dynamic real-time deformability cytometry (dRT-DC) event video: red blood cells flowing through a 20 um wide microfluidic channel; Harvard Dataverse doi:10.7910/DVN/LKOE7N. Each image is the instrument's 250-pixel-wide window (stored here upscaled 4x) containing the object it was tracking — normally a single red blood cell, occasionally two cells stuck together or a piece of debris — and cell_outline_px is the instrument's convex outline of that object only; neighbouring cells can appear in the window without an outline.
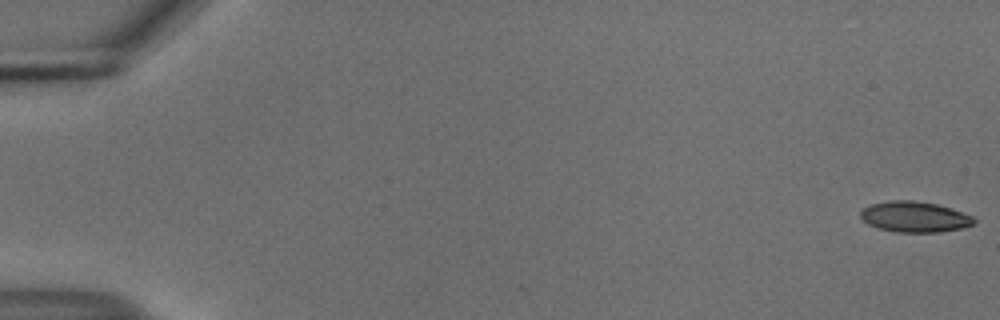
{"species": "common noctule bat (a hibernating species)", "species_latin": "Nyctalus noctula", "temperature_condition": "cold", "stored_images_in_passage": 55, "camera_frame_rate_fps": 3000, "um_per_image_px": 0.085, "animal": {"sex": "male", "body_mass_g": 18.8}, "frame": {"image": 1, "passage_image": 1, "time_ms": 0.0, "image_size_px": [1000, 320], "cell_outline_px": [[976, 220], [972, 224], [964, 228], [940, 232], [896, 232], [880, 228], [868, 224], [860, 216], [860, 212], [864, 208], [872, 204], [888, 200], [912, 200], [936, 204], [952, 208], [972, 216]], "centroid_in_image_um": [77.76, 18.43], "position_along_channel_um": 7.2, "area_um2": 20.23}}
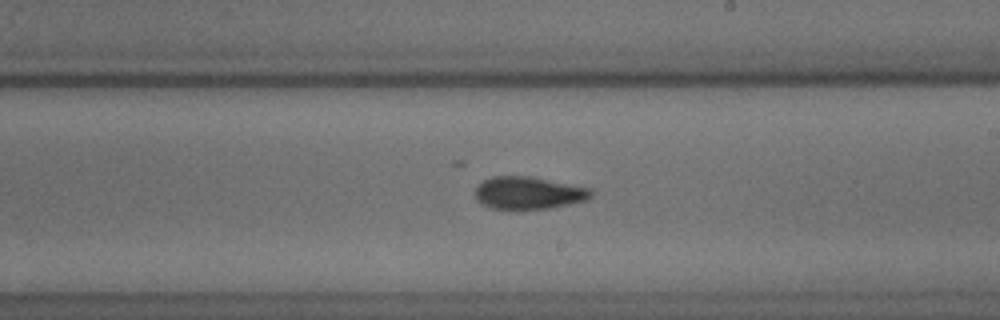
{"frame": {"image": 2, "passage_image": 33, "time_ms": 10.667, "image_size_px": [1000, 320], "cell_outline_px": [[592, 196], [584, 200], [568, 204], [548, 208], [492, 208], [476, 200], [476, 188], [484, 180], [492, 176], [528, 176], [572, 184], [592, 188]], "centroid_in_image_um": [44.94, 16.38], "position_along_channel_um": 244.1, "area_um2": 21.5}}
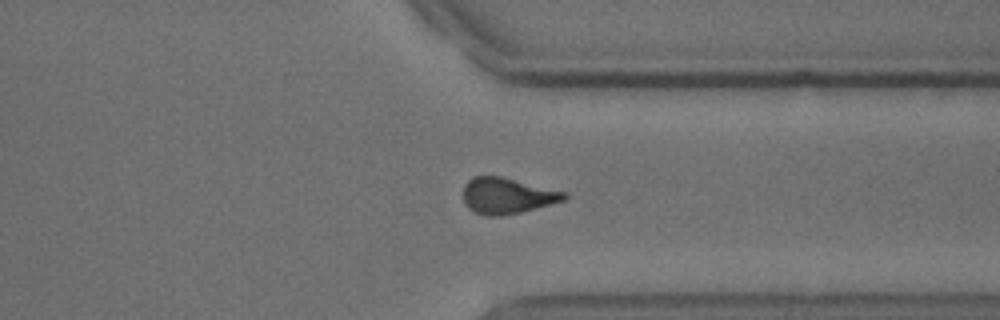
{"frame": {"image": 3, "passage_image": 43, "time_ms": 14.0, "image_size_px": [1000, 320], "cell_outline_px": [[568, 196], [564, 200], [520, 212], [500, 216], [484, 216], [468, 208], [464, 204], [464, 184], [472, 176], [500, 176], [568, 192]], "centroid_in_image_um": [43.09, 16.63], "position_along_channel_um": 368.3, "area_um2": 21.15}, "authors_computed_cell_mechanics": {"area_um2": 21.2704, "velocity_mm_per_s": 3.7282, "shape_relaxation_time_tau1_ms": 6.3218, "shape_relaxation_time_tau2_ms": 2.4935, "deformation_change_tau1": 0.1436, "deformation_change_tau2": 0.0786}}